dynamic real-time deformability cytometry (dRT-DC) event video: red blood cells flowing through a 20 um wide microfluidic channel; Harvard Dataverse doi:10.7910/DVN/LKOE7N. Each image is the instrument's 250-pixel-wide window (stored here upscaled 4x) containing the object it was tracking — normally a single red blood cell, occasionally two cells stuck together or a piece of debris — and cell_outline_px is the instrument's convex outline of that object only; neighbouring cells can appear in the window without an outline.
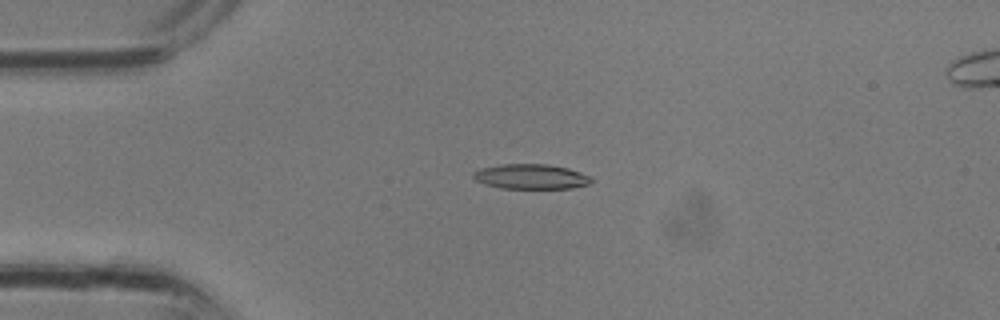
{"species": "common noctule bat (a hibernating species)", "species_latin": "Nyctalus noctula", "temperature_condition": "room temperature", "stored_images_in_passage": 11, "camera_frame_rate_fps": 3000, "um_per_image_px": 0.085, "animal": {"sex": "male", "body_mass_g": 13.3}, "frame": {"image": 1, "passage_image": 7, "time_ms": 2.0, "image_size_px": [1000, 320], "cell_outline_px": [[596, 180], [588, 184], [572, 188], [500, 188], [484, 184], [476, 180], [472, 176], [472, 172], [480, 168], [500, 164], [548, 164], [568, 168], [592, 176]], "centroid_in_image_um": [45.15, 15.0], "position_along_channel_um": 39.9, "area_um2": 17.34}}
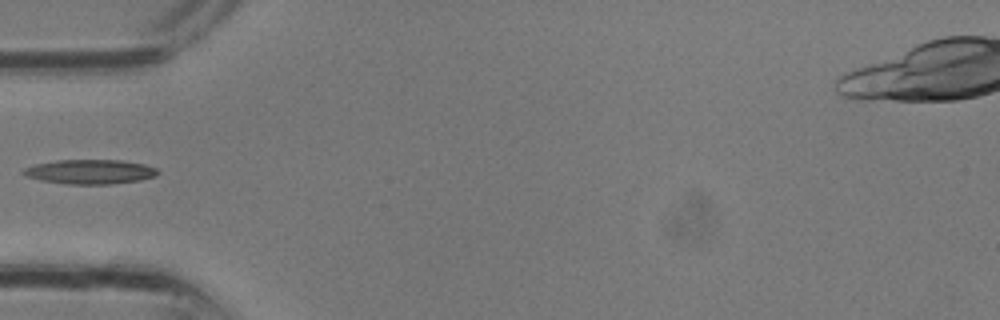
{"frame": {"image": 2, "passage_image": 10, "time_ms": 3.0, "image_size_px": [1000, 320], "cell_outline_px": [[160, 172], [156, 176], [140, 180], [112, 184], [68, 184], [40, 180], [24, 176], [20, 172], [24, 168], [36, 164], [56, 160], [120, 160], [144, 164], [156, 168]], "centroid_in_image_um": [7.64, 14.6], "position_along_channel_um": 77.4, "area_um2": 19.25}}